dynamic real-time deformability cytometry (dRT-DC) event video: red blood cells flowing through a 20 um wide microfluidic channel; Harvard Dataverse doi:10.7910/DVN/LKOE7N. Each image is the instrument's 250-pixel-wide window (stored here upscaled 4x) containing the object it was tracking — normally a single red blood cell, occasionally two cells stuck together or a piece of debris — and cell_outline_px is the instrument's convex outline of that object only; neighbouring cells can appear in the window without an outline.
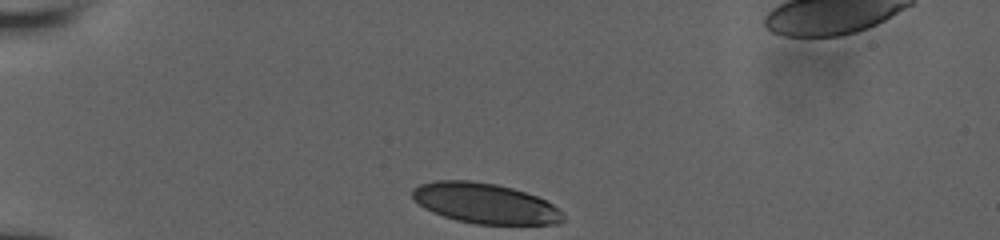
{"species": "human", "species_latin": "Homo sapiens", "temperature_condition": "room temperature", "stored_images_in_passage": 29, "camera_frame_rate_fps": 3000, "um_per_image_px": 0.085, "donor": {"sex": "male"}, "frame": {"image": 1, "passage_image": 1, "time_ms": 0.0, "image_size_px": [1000, 240], "cell_outline_px": [[564, 220], [560, 224], [476, 224], [456, 220], [432, 212], [424, 208], [412, 200], [412, 188], [420, 184], [432, 180], [472, 180], [496, 184], [512, 188], [536, 196], [560, 208], [564, 216]], "centroid_in_image_um": [41.2, 17.28], "position_along_channel_um": 43.8, "area_um2": 35.66}}
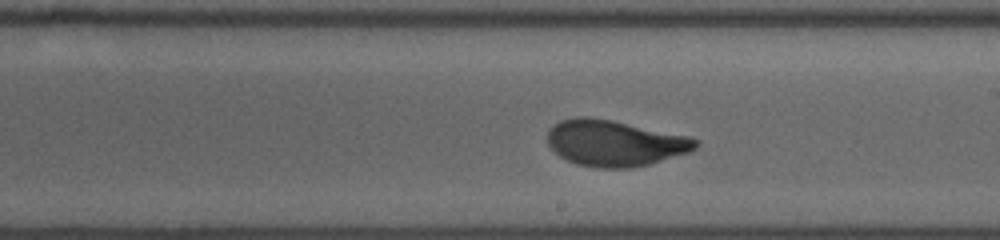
{"frame": {"image": 2, "passage_image": 18, "time_ms": 6.0, "image_size_px": [1000, 240], "cell_outline_px": [[700, 144], [696, 148], [688, 152], [652, 164], [632, 168], [596, 168], [576, 164], [560, 156], [548, 144], [548, 128], [552, 124], [560, 120], [576, 116], [588, 116], [612, 120], [688, 136], [700, 140]], "centroid_in_image_um": [52.25, 12.16], "position_along_channel_um": 236.8, "area_um2": 40.06}}
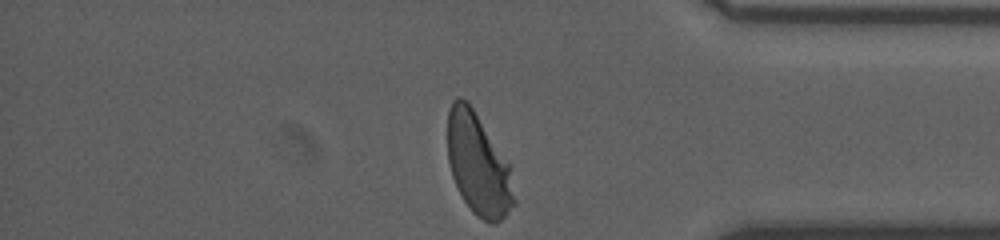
{"frame": {"image": 3, "passage_image": 29, "time_ms": 10.333, "image_size_px": [1000, 240], "cell_outline_px": [[516, 204], [500, 220], [492, 224], [484, 220], [464, 200], [452, 176], [448, 160], [448, 108], [452, 100], [456, 96], [460, 96], [468, 100], [508, 164], [516, 200]], "centroid_in_image_um": [40.63, 13.93], "position_along_channel_um": 394.6, "area_um2": 38.73}}